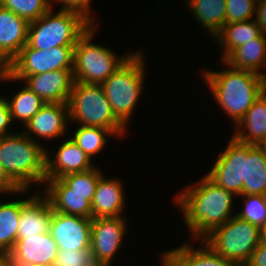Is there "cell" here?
Segmentation results:
<instances>
[{
  "label": "cell",
  "mask_w": 266,
  "mask_h": 266,
  "mask_svg": "<svg viewBox=\"0 0 266 266\" xmlns=\"http://www.w3.org/2000/svg\"><path fill=\"white\" fill-rule=\"evenodd\" d=\"M235 195L217 186L206 175L180 190L174 197L187 227L189 237L195 242L223 225L233 214Z\"/></svg>",
  "instance_id": "6da1fadb"
},
{
  "label": "cell",
  "mask_w": 266,
  "mask_h": 266,
  "mask_svg": "<svg viewBox=\"0 0 266 266\" xmlns=\"http://www.w3.org/2000/svg\"><path fill=\"white\" fill-rule=\"evenodd\" d=\"M219 62L224 66L221 71L202 69V81L209 88L215 103L235 127L266 91V77L253 71L233 68L224 60Z\"/></svg>",
  "instance_id": "7a4b0ae2"
},
{
  "label": "cell",
  "mask_w": 266,
  "mask_h": 266,
  "mask_svg": "<svg viewBox=\"0 0 266 266\" xmlns=\"http://www.w3.org/2000/svg\"><path fill=\"white\" fill-rule=\"evenodd\" d=\"M44 145L46 143L32 140L22 130L0 137V164L21 189L44 185L48 147Z\"/></svg>",
  "instance_id": "3957f363"
},
{
  "label": "cell",
  "mask_w": 266,
  "mask_h": 266,
  "mask_svg": "<svg viewBox=\"0 0 266 266\" xmlns=\"http://www.w3.org/2000/svg\"><path fill=\"white\" fill-rule=\"evenodd\" d=\"M146 62L143 52L130 57L101 86L116 118L127 128L144 92Z\"/></svg>",
  "instance_id": "277c9868"
},
{
  "label": "cell",
  "mask_w": 266,
  "mask_h": 266,
  "mask_svg": "<svg viewBox=\"0 0 266 266\" xmlns=\"http://www.w3.org/2000/svg\"><path fill=\"white\" fill-rule=\"evenodd\" d=\"M68 107L71 124L108 129L119 139L129 131L114 115L101 84L74 82Z\"/></svg>",
  "instance_id": "5b68a950"
},
{
  "label": "cell",
  "mask_w": 266,
  "mask_h": 266,
  "mask_svg": "<svg viewBox=\"0 0 266 266\" xmlns=\"http://www.w3.org/2000/svg\"><path fill=\"white\" fill-rule=\"evenodd\" d=\"M51 7L38 20L29 22L27 45L39 50L58 46H75L92 25L81 14ZM55 14H54V13Z\"/></svg>",
  "instance_id": "8992f818"
},
{
  "label": "cell",
  "mask_w": 266,
  "mask_h": 266,
  "mask_svg": "<svg viewBox=\"0 0 266 266\" xmlns=\"http://www.w3.org/2000/svg\"><path fill=\"white\" fill-rule=\"evenodd\" d=\"M99 25H91L79 38L74 47V59L72 75L74 82L102 84L107 80L133 52L117 56L116 52L93 43L96 28Z\"/></svg>",
  "instance_id": "52a82bcc"
},
{
  "label": "cell",
  "mask_w": 266,
  "mask_h": 266,
  "mask_svg": "<svg viewBox=\"0 0 266 266\" xmlns=\"http://www.w3.org/2000/svg\"><path fill=\"white\" fill-rule=\"evenodd\" d=\"M233 266H245L260 244L259 227L232 216L202 239Z\"/></svg>",
  "instance_id": "ba28073f"
},
{
  "label": "cell",
  "mask_w": 266,
  "mask_h": 266,
  "mask_svg": "<svg viewBox=\"0 0 266 266\" xmlns=\"http://www.w3.org/2000/svg\"><path fill=\"white\" fill-rule=\"evenodd\" d=\"M75 46H58L39 50L23 46L19 54L9 63L10 75H34L53 70H73Z\"/></svg>",
  "instance_id": "9c48e42d"
},
{
  "label": "cell",
  "mask_w": 266,
  "mask_h": 266,
  "mask_svg": "<svg viewBox=\"0 0 266 266\" xmlns=\"http://www.w3.org/2000/svg\"><path fill=\"white\" fill-rule=\"evenodd\" d=\"M226 146L218 155L212 169L205 175L217 186L225 188L239 198L243 195L248 144L239 142L232 136Z\"/></svg>",
  "instance_id": "30bf717a"
},
{
  "label": "cell",
  "mask_w": 266,
  "mask_h": 266,
  "mask_svg": "<svg viewBox=\"0 0 266 266\" xmlns=\"http://www.w3.org/2000/svg\"><path fill=\"white\" fill-rule=\"evenodd\" d=\"M1 81H20L25 83L45 103L68 104L74 83L72 70H53L34 75L0 74Z\"/></svg>",
  "instance_id": "8fae6325"
},
{
  "label": "cell",
  "mask_w": 266,
  "mask_h": 266,
  "mask_svg": "<svg viewBox=\"0 0 266 266\" xmlns=\"http://www.w3.org/2000/svg\"><path fill=\"white\" fill-rule=\"evenodd\" d=\"M127 228L125 216L92 219L90 249L102 266H112L116 260Z\"/></svg>",
  "instance_id": "7c38bea8"
},
{
  "label": "cell",
  "mask_w": 266,
  "mask_h": 266,
  "mask_svg": "<svg viewBox=\"0 0 266 266\" xmlns=\"http://www.w3.org/2000/svg\"><path fill=\"white\" fill-rule=\"evenodd\" d=\"M92 219L66 215L53 210L49 233L59 250L90 249Z\"/></svg>",
  "instance_id": "4fadbf2b"
},
{
  "label": "cell",
  "mask_w": 266,
  "mask_h": 266,
  "mask_svg": "<svg viewBox=\"0 0 266 266\" xmlns=\"http://www.w3.org/2000/svg\"><path fill=\"white\" fill-rule=\"evenodd\" d=\"M69 107L64 103H45L22 130L26 136L36 142L55 141L65 136L68 130ZM38 138V139H37Z\"/></svg>",
  "instance_id": "5bb4252c"
},
{
  "label": "cell",
  "mask_w": 266,
  "mask_h": 266,
  "mask_svg": "<svg viewBox=\"0 0 266 266\" xmlns=\"http://www.w3.org/2000/svg\"><path fill=\"white\" fill-rule=\"evenodd\" d=\"M66 139H61L63 142L58 146L55 157L52 156L50 149L46 148L45 181L61 178L69 173L85 172L96 167L93 165V159L70 136Z\"/></svg>",
  "instance_id": "9a60e30c"
},
{
  "label": "cell",
  "mask_w": 266,
  "mask_h": 266,
  "mask_svg": "<svg viewBox=\"0 0 266 266\" xmlns=\"http://www.w3.org/2000/svg\"><path fill=\"white\" fill-rule=\"evenodd\" d=\"M58 246L49 232L17 239L10 251L12 266L49 264L57 258Z\"/></svg>",
  "instance_id": "2e32d148"
},
{
  "label": "cell",
  "mask_w": 266,
  "mask_h": 266,
  "mask_svg": "<svg viewBox=\"0 0 266 266\" xmlns=\"http://www.w3.org/2000/svg\"><path fill=\"white\" fill-rule=\"evenodd\" d=\"M37 190L28 198L21 199V216L18 226L17 239L25 236H37L49 232L53 210L49 199Z\"/></svg>",
  "instance_id": "e0dca14e"
},
{
  "label": "cell",
  "mask_w": 266,
  "mask_h": 266,
  "mask_svg": "<svg viewBox=\"0 0 266 266\" xmlns=\"http://www.w3.org/2000/svg\"><path fill=\"white\" fill-rule=\"evenodd\" d=\"M123 182L118 178H109L103 174L96 185L92 206L93 218L124 216L126 194Z\"/></svg>",
  "instance_id": "ac0fdd59"
},
{
  "label": "cell",
  "mask_w": 266,
  "mask_h": 266,
  "mask_svg": "<svg viewBox=\"0 0 266 266\" xmlns=\"http://www.w3.org/2000/svg\"><path fill=\"white\" fill-rule=\"evenodd\" d=\"M29 22L0 5V55L10 63L27 44Z\"/></svg>",
  "instance_id": "d6986e66"
},
{
  "label": "cell",
  "mask_w": 266,
  "mask_h": 266,
  "mask_svg": "<svg viewBox=\"0 0 266 266\" xmlns=\"http://www.w3.org/2000/svg\"><path fill=\"white\" fill-rule=\"evenodd\" d=\"M199 248L185 241L172 250L160 253L172 266H233L227 259L214 251L202 239Z\"/></svg>",
  "instance_id": "ffe728a7"
},
{
  "label": "cell",
  "mask_w": 266,
  "mask_h": 266,
  "mask_svg": "<svg viewBox=\"0 0 266 266\" xmlns=\"http://www.w3.org/2000/svg\"><path fill=\"white\" fill-rule=\"evenodd\" d=\"M231 136L250 145H258L266 138V91L247 110Z\"/></svg>",
  "instance_id": "44dd1931"
},
{
  "label": "cell",
  "mask_w": 266,
  "mask_h": 266,
  "mask_svg": "<svg viewBox=\"0 0 266 266\" xmlns=\"http://www.w3.org/2000/svg\"><path fill=\"white\" fill-rule=\"evenodd\" d=\"M263 34L254 19L225 24L213 41L220 45V60H225L237 47Z\"/></svg>",
  "instance_id": "7402d4cb"
},
{
  "label": "cell",
  "mask_w": 266,
  "mask_h": 266,
  "mask_svg": "<svg viewBox=\"0 0 266 266\" xmlns=\"http://www.w3.org/2000/svg\"><path fill=\"white\" fill-rule=\"evenodd\" d=\"M224 61L233 68L253 71L266 77L263 72L266 71V34L237 47Z\"/></svg>",
  "instance_id": "603a6c76"
},
{
  "label": "cell",
  "mask_w": 266,
  "mask_h": 266,
  "mask_svg": "<svg viewBox=\"0 0 266 266\" xmlns=\"http://www.w3.org/2000/svg\"><path fill=\"white\" fill-rule=\"evenodd\" d=\"M185 3L205 33L214 39L225 25L226 0H185Z\"/></svg>",
  "instance_id": "cb8c5ba5"
},
{
  "label": "cell",
  "mask_w": 266,
  "mask_h": 266,
  "mask_svg": "<svg viewBox=\"0 0 266 266\" xmlns=\"http://www.w3.org/2000/svg\"><path fill=\"white\" fill-rule=\"evenodd\" d=\"M103 174L98 166L85 172L69 173L61 178L45 181L44 191L41 192L95 194L96 185Z\"/></svg>",
  "instance_id": "d4e9b609"
},
{
  "label": "cell",
  "mask_w": 266,
  "mask_h": 266,
  "mask_svg": "<svg viewBox=\"0 0 266 266\" xmlns=\"http://www.w3.org/2000/svg\"><path fill=\"white\" fill-rule=\"evenodd\" d=\"M243 195L266 196V156L257 145L248 144Z\"/></svg>",
  "instance_id": "484cf974"
},
{
  "label": "cell",
  "mask_w": 266,
  "mask_h": 266,
  "mask_svg": "<svg viewBox=\"0 0 266 266\" xmlns=\"http://www.w3.org/2000/svg\"><path fill=\"white\" fill-rule=\"evenodd\" d=\"M48 199L52 210L66 215L92 219L94 194L74 192H42Z\"/></svg>",
  "instance_id": "4316f807"
},
{
  "label": "cell",
  "mask_w": 266,
  "mask_h": 266,
  "mask_svg": "<svg viewBox=\"0 0 266 266\" xmlns=\"http://www.w3.org/2000/svg\"><path fill=\"white\" fill-rule=\"evenodd\" d=\"M21 199L0 203V250L11 251L17 241Z\"/></svg>",
  "instance_id": "83f0119b"
},
{
  "label": "cell",
  "mask_w": 266,
  "mask_h": 266,
  "mask_svg": "<svg viewBox=\"0 0 266 266\" xmlns=\"http://www.w3.org/2000/svg\"><path fill=\"white\" fill-rule=\"evenodd\" d=\"M9 100L6 97L12 121H19L23 127L35 116L45 102L35 94L29 87L22 88Z\"/></svg>",
  "instance_id": "f1b7e54d"
},
{
  "label": "cell",
  "mask_w": 266,
  "mask_h": 266,
  "mask_svg": "<svg viewBox=\"0 0 266 266\" xmlns=\"http://www.w3.org/2000/svg\"><path fill=\"white\" fill-rule=\"evenodd\" d=\"M74 131L70 137L91 159L106 147L109 137L115 136L110 130L100 127L78 125Z\"/></svg>",
  "instance_id": "f546056e"
},
{
  "label": "cell",
  "mask_w": 266,
  "mask_h": 266,
  "mask_svg": "<svg viewBox=\"0 0 266 266\" xmlns=\"http://www.w3.org/2000/svg\"><path fill=\"white\" fill-rule=\"evenodd\" d=\"M0 5L28 22L38 20L51 7H55L51 0H0Z\"/></svg>",
  "instance_id": "4dcf8cb0"
},
{
  "label": "cell",
  "mask_w": 266,
  "mask_h": 266,
  "mask_svg": "<svg viewBox=\"0 0 266 266\" xmlns=\"http://www.w3.org/2000/svg\"><path fill=\"white\" fill-rule=\"evenodd\" d=\"M244 207L236 215L249 223L261 227L266 223V196L265 195H240Z\"/></svg>",
  "instance_id": "1f68e13d"
},
{
  "label": "cell",
  "mask_w": 266,
  "mask_h": 266,
  "mask_svg": "<svg viewBox=\"0 0 266 266\" xmlns=\"http://www.w3.org/2000/svg\"><path fill=\"white\" fill-rule=\"evenodd\" d=\"M53 266H102L91 249L79 251L58 250Z\"/></svg>",
  "instance_id": "d6a6232c"
},
{
  "label": "cell",
  "mask_w": 266,
  "mask_h": 266,
  "mask_svg": "<svg viewBox=\"0 0 266 266\" xmlns=\"http://www.w3.org/2000/svg\"><path fill=\"white\" fill-rule=\"evenodd\" d=\"M225 24L254 19L256 2L254 0H226Z\"/></svg>",
  "instance_id": "836d02e7"
},
{
  "label": "cell",
  "mask_w": 266,
  "mask_h": 266,
  "mask_svg": "<svg viewBox=\"0 0 266 266\" xmlns=\"http://www.w3.org/2000/svg\"><path fill=\"white\" fill-rule=\"evenodd\" d=\"M55 4L56 2L61 4L60 10L74 11L81 14L92 25H99L97 18L90 12L93 0H51Z\"/></svg>",
  "instance_id": "e575fe53"
},
{
  "label": "cell",
  "mask_w": 266,
  "mask_h": 266,
  "mask_svg": "<svg viewBox=\"0 0 266 266\" xmlns=\"http://www.w3.org/2000/svg\"><path fill=\"white\" fill-rule=\"evenodd\" d=\"M12 194L17 196L26 195L29 189H21L7 174L3 166L0 164V194ZM20 193V194H19ZM19 194V195H18Z\"/></svg>",
  "instance_id": "d590c367"
},
{
  "label": "cell",
  "mask_w": 266,
  "mask_h": 266,
  "mask_svg": "<svg viewBox=\"0 0 266 266\" xmlns=\"http://www.w3.org/2000/svg\"><path fill=\"white\" fill-rule=\"evenodd\" d=\"M12 117L10 114L9 106L6 96H0V137L14 133L9 131L12 127ZM10 127V128H9Z\"/></svg>",
  "instance_id": "8d00e7d4"
},
{
  "label": "cell",
  "mask_w": 266,
  "mask_h": 266,
  "mask_svg": "<svg viewBox=\"0 0 266 266\" xmlns=\"http://www.w3.org/2000/svg\"><path fill=\"white\" fill-rule=\"evenodd\" d=\"M245 266H266V245L259 244Z\"/></svg>",
  "instance_id": "74e56055"
},
{
  "label": "cell",
  "mask_w": 266,
  "mask_h": 266,
  "mask_svg": "<svg viewBox=\"0 0 266 266\" xmlns=\"http://www.w3.org/2000/svg\"><path fill=\"white\" fill-rule=\"evenodd\" d=\"M254 20L262 32L266 34V0L256 3Z\"/></svg>",
  "instance_id": "f35d334b"
},
{
  "label": "cell",
  "mask_w": 266,
  "mask_h": 266,
  "mask_svg": "<svg viewBox=\"0 0 266 266\" xmlns=\"http://www.w3.org/2000/svg\"><path fill=\"white\" fill-rule=\"evenodd\" d=\"M0 266H12L11 253L0 250Z\"/></svg>",
  "instance_id": "ab89813d"
},
{
  "label": "cell",
  "mask_w": 266,
  "mask_h": 266,
  "mask_svg": "<svg viewBox=\"0 0 266 266\" xmlns=\"http://www.w3.org/2000/svg\"><path fill=\"white\" fill-rule=\"evenodd\" d=\"M260 244L266 245V223H264L260 228Z\"/></svg>",
  "instance_id": "60d3db41"
},
{
  "label": "cell",
  "mask_w": 266,
  "mask_h": 266,
  "mask_svg": "<svg viewBox=\"0 0 266 266\" xmlns=\"http://www.w3.org/2000/svg\"><path fill=\"white\" fill-rule=\"evenodd\" d=\"M9 63L0 55V74L8 72Z\"/></svg>",
  "instance_id": "b9f144b4"
},
{
  "label": "cell",
  "mask_w": 266,
  "mask_h": 266,
  "mask_svg": "<svg viewBox=\"0 0 266 266\" xmlns=\"http://www.w3.org/2000/svg\"><path fill=\"white\" fill-rule=\"evenodd\" d=\"M257 146L262 150V152L266 156V138L263 139Z\"/></svg>",
  "instance_id": "7bdbcfd3"
},
{
  "label": "cell",
  "mask_w": 266,
  "mask_h": 266,
  "mask_svg": "<svg viewBox=\"0 0 266 266\" xmlns=\"http://www.w3.org/2000/svg\"><path fill=\"white\" fill-rule=\"evenodd\" d=\"M160 257V266H172L162 255Z\"/></svg>",
  "instance_id": "ee69618b"
},
{
  "label": "cell",
  "mask_w": 266,
  "mask_h": 266,
  "mask_svg": "<svg viewBox=\"0 0 266 266\" xmlns=\"http://www.w3.org/2000/svg\"><path fill=\"white\" fill-rule=\"evenodd\" d=\"M23 266H53L49 264H38V265H23Z\"/></svg>",
  "instance_id": "f6af8a7d"
},
{
  "label": "cell",
  "mask_w": 266,
  "mask_h": 266,
  "mask_svg": "<svg viewBox=\"0 0 266 266\" xmlns=\"http://www.w3.org/2000/svg\"><path fill=\"white\" fill-rule=\"evenodd\" d=\"M256 3H258V2H261V1H264V0H254Z\"/></svg>",
  "instance_id": "bcb514c9"
}]
</instances>
